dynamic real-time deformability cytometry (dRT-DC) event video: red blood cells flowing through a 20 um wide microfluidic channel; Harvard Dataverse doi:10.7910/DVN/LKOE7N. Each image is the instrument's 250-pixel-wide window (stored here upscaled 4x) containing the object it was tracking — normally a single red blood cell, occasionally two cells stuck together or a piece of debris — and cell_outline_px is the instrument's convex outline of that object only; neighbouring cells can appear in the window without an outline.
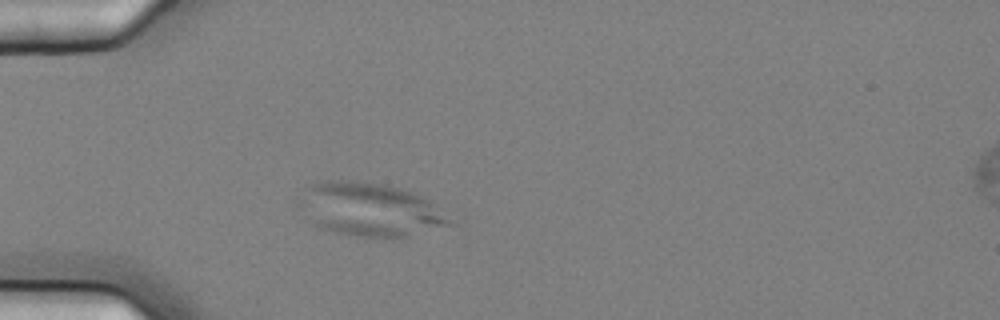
{"species": "common noctule bat (a hibernating species)", "species_latin": "Nyctalus noctula", "temperature_condition": "cold", "stored_images_in_passage": 2, "camera_frame_rate_fps": 3000, "um_per_image_px": 0.085, "animal": {"sex": "female", "body_mass_g": 25.1}, "frame": {"image": 1, "passage_image": 1, "time_ms": 0.0, "image_size_px": [1000, 320], "cell_outline_px": [[456, 224], [408, 236], [360, 236], [336, 232], [320, 228], [308, 220], [296, 204], [300, 188], [316, 180], [352, 180], [380, 184], [400, 188], [412, 192], [428, 200], [456, 220]], "centroid_in_image_um": [31.37, 17.78], "position_along_channel_um": 53.6, "area_um2": 47.51}}